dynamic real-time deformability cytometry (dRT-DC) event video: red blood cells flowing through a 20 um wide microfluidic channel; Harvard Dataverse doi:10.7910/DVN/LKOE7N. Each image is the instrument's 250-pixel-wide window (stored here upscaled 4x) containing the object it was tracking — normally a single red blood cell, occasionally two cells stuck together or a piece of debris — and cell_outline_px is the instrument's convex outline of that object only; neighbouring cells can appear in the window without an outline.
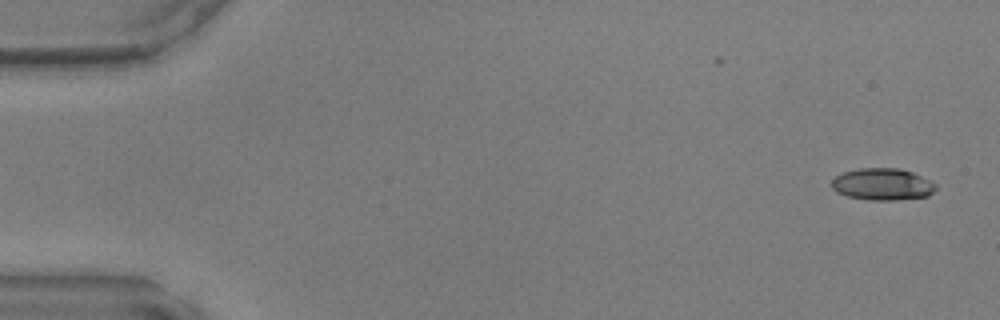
{"species": "common noctule bat (a hibernating species)", "species_latin": "Nyctalus noctula", "temperature_condition": "warm", "stored_images_in_passage": 26, "camera_frame_rate_fps": 3000, "um_per_image_px": 0.085, "animal": {"sex": "male", "body_mass_g": 17.9, "forearm_length_mm": 54.2}, "frame": {"image": 1, "passage_image": 1, "time_ms": 0.0, "image_size_px": [1000, 320], "cell_outline_px": [[936, 188], [928, 196], [896, 200], [868, 200], [848, 196], [836, 192], [832, 188], [832, 180], [836, 176], [844, 172], [860, 168], [900, 168], [912, 172], [936, 184]], "centroid_in_image_um": [75.0, 15.66], "position_along_channel_um": 10.0, "area_um2": 19.25}}
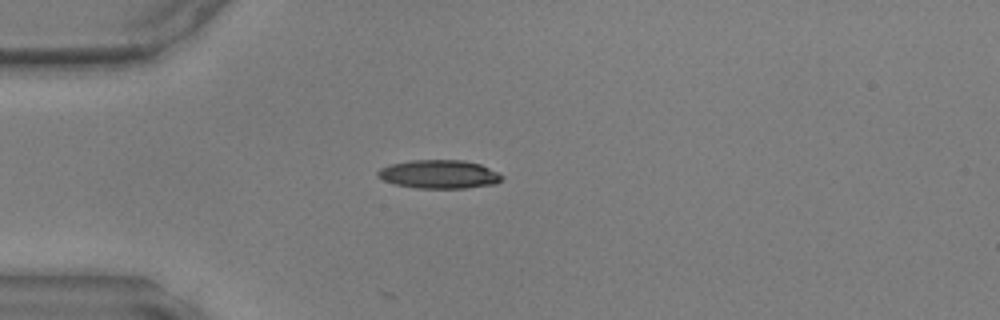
{"frame": {"image": 2, "passage_image": 12, "time_ms": 3.667, "image_size_px": [1000, 320], "cell_outline_px": [[504, 176], [496, 184], [464, 188], [416, 188], [396, 184], [384, 180], [376, 176], [376, 172], [380, 168], [388, 164], [412, 160], [464, 160], [480, 164]], "centroid_in_image_um": [37.29, 14.8], "position_along_channel_um": 47.7, "area_um2": 20.63}}
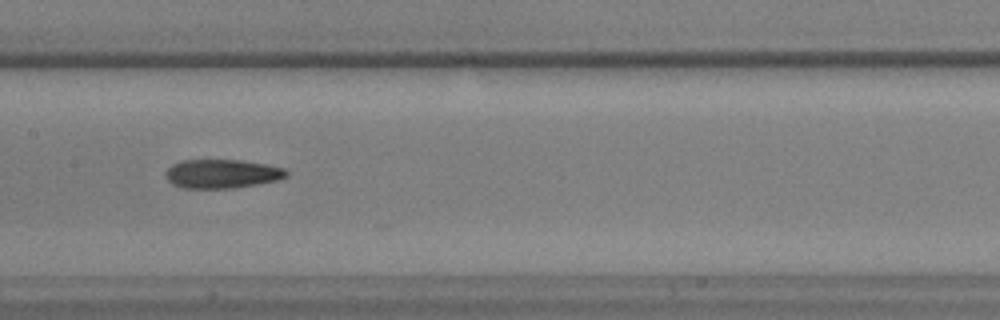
{"frame": {"image": 3, "passage_image": 23, "time_ms": 7.333, "image_size_px": [1000, 320], "cell_outline_px": [[288, 176], [280, 180], [236, 188], [180, 188], [172, 184], [164, 176], [164, 172], [172, 164], [180, 160], [240, 160], [264, 164], [284, 168], [288, 172]], "centroid_in_image_um": [18.85, 14.78], "position_along_channel_um": 188.6, "area_um2": 20.58}}